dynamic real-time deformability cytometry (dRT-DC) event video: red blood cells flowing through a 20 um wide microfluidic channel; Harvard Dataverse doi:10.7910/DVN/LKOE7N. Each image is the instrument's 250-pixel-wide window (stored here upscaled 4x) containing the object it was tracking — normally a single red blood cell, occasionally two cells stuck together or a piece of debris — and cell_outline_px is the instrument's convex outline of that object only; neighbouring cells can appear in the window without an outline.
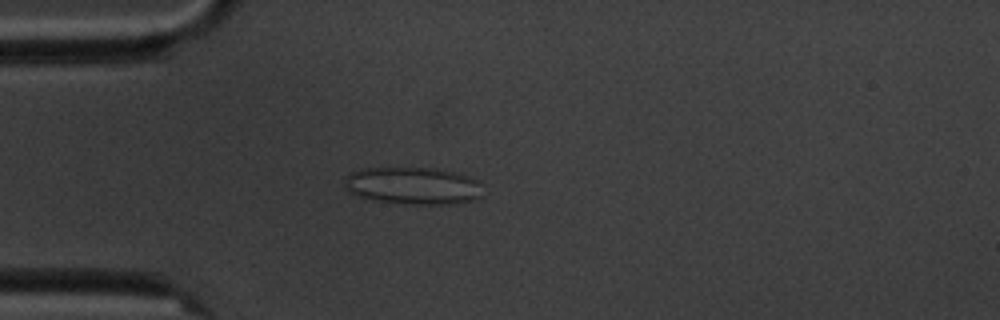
{"species": "common noctule bat (a hibernating species)", "species_latin": "Nyctalus noctula", "temperature_condition": "cold", "stored_images_in_passage": 13, "camera_frame_rate_fps": 3000, "um_per_image_px": 0.085, "animal": {"sex": "male", "body_mass_g": 20.1, "forearm_length_mm": 53.5}, "frame": {"image": 1, "passage_image": 4, "time_ms": 4.667, "image_size_px": [1000, 320], "cell_outline_px": [[484, 196], [476, 200], [452, 204], [404, 204], [376, 200], [360, 196], [348, 192], [344, 188], [344, 176], [352, 172], [364, 168], [436, 168], [456, 172], [480, 180]], "centroid_in_image_um": [35.16, 15.79], "position_along_channel_um": 49.8, "area_um2": 30.58}}
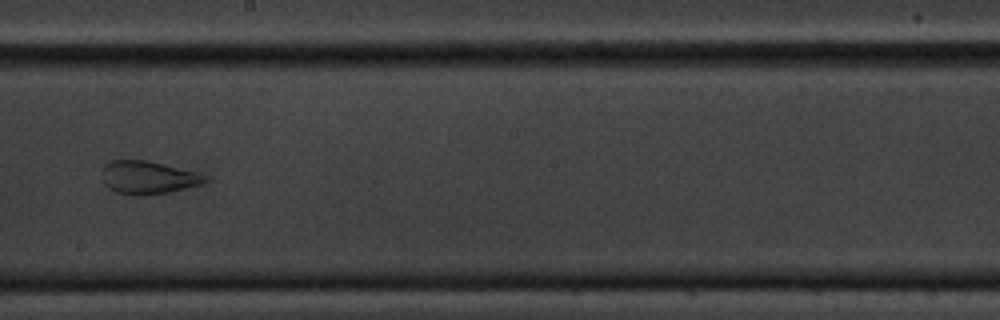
{"frame": {"image": 2, "passage_image": 9, "time_ms": 10.333, "image_size_px": [1000, 320], "cell_outline_px": [[212, 180], [204, 184], [168, 192], [144, 196], [132, 196], [116, 192], [108, 188], [104, 184], [104, 164], [108, 160], [148, 160], [212, 176]], "centroid_in_image_um": [12.66, 15.1], "position_along_channel_um": 235.5, "area_um2": 20.23}}
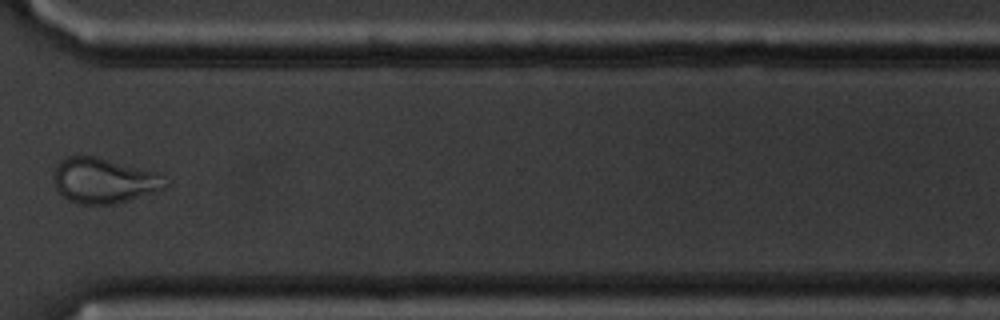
{"frame": {"image": 3, "passage_image": 12, "time_ms": 14.0, "image_size_px": [1000, 320], "cell_outline_px": [[168, 184], [164, 188], [112, 204], [80, 204], [68, 200], [52, 184], [52, 176], [56, 164], [60, 160], [68, 156], [96, 156], [156, 172]], "centroid_in_image_um": [8.72, 15.33], "position_along_channel_um": 361.9, "area_um2": 29.07}, "authors_computed_cell_mechanics": {"area_um2": 24.0448, "velocity_mm_per_s": 3.4534, "shape_relaxation_time_tau1_ms": null, "shape_relaxation_time_tau2_ms": 0.9556, "deformation_change_tau1": null, "deformation_change_tau2": 0.086}}